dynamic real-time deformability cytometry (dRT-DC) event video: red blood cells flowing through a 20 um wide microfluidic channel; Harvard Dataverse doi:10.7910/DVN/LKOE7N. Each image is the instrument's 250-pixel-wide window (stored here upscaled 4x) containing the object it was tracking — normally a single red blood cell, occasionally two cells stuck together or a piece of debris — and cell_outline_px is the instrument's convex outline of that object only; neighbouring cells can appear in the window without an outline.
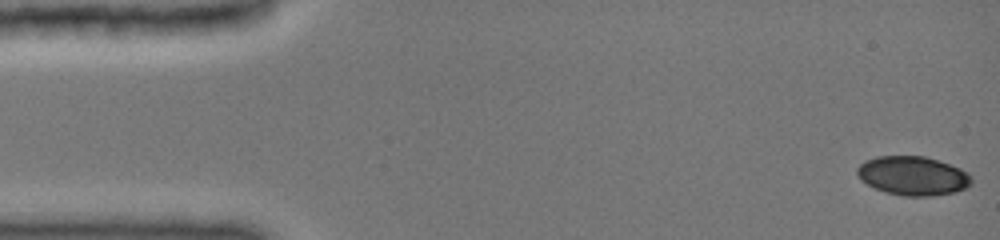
{"species": "common noctule bat (a hibernating species)", "species_latin": "Nyctalus noctula", "temperature_condition": "cold", "stored_images_in_passage": 89, "camera_frame_rate_fps": 3000, "um_per_image_px": 0.085, "animal": {"sex": "female", "body_mass_g": 19.0, "forearm_length_mm": 51.5}, "frame": {"image": 1, "passage_image": 1, "time_ms": 0.0, "image_size_px": [1000, 240], "cell_outline_px": [[972, 184], [956, 192], [932, 196], [904, 196], [884, 192], [860, 180], [856, 172], [856, 168], [864, 160], [876, 156], [924, 156], [960, 168], [968, 172], [972, 176]], "centroid_in_image_um": [77.58, 14.94], "position_along_channel_um": 7.4, "area_um2": 26.13}}
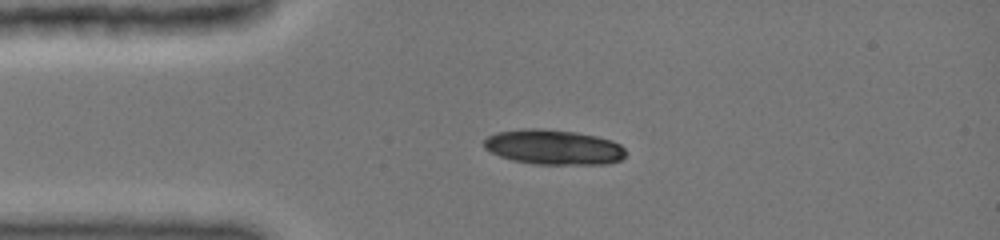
{"frame": {"image": 2, "passage_image": 17, "time_ms": 3.333, "image_size_px": [1000, 240], "cell_outline_px": [[624, 156], [620, 160], [604, 164], [532, 164], [512, 160], [500, 156], [484, 148], [484, 140], [488, 136], [496, 132], [524, 128], [540, 128], [576, 132], [596, 136], [612, 140], [620, 144], [624, 148]], "centroid_in_image_um": [47.03, 12.5], "position_along_channel_um": 38.0, "area_um2": 28.9}}